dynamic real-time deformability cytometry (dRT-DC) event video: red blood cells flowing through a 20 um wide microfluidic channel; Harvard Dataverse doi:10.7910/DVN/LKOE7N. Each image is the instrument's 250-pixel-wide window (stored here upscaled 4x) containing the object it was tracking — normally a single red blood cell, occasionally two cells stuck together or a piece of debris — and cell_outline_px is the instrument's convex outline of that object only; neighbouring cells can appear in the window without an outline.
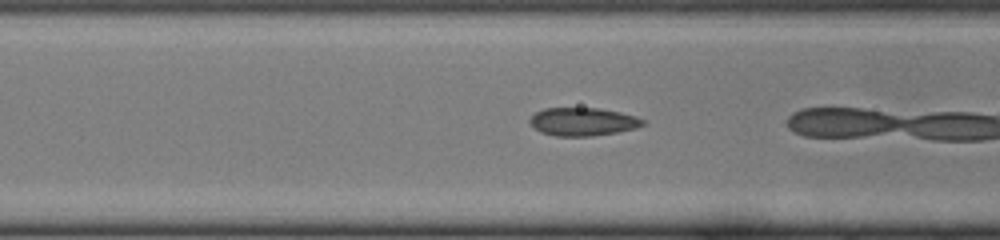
{"species": "common noctule bat (a hibernating species)", "species_latin": "Nyctalus noctula", "temperature_condition": "cold", "stored_images_in_passage": 16, "camera_frame_rate_fps": 3000, "um_per_image_px": 0.085, "animal": {"sex": "female", "body_mass_g": 22.0, "forearm_length_mm": 56.7}, "frame": {"image": 1, "passage_image": 12, "time_ms": 3.667, "image_size_px": [1000, 240], "cell_outline_px": [[644, 124], [636, 128], [616, 132], [588, 136], [556, 136], [540, 132], [528, 120], [536, 112], [544, 108], [600, 108], [620, 112], [636, 116], [644, 120]], "centroid_in_image_um": [49.54, 10.33], "position_along_channel_um": 117.1, "area_um2": 18.38}}
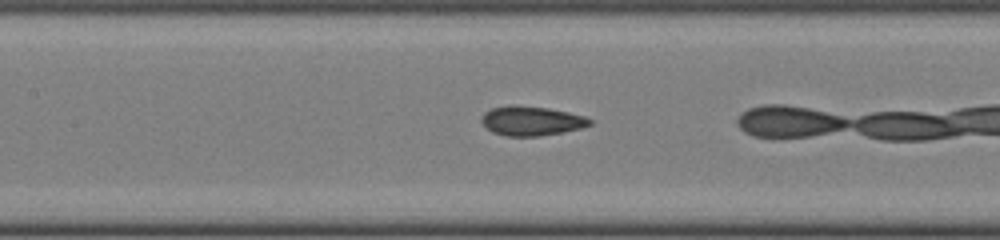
{"frame": {"image": 2, "passage_image": 15, "time_ms": 4.667, "image_size_px": [1000, 240], "cell_outline_px": [[592, 124], [584, 128], [540, 136], [504, 136], [492, 132], [480, 120], [484, 112], [492, 108], [512, 104], [516, 104], [548, 108], [568, 112], [584, 116], [592, 120]], "centroid_in_image_um": [45.18, 10.27], "position_along_channel_um": 162.2, "area_um2": 18.73}}